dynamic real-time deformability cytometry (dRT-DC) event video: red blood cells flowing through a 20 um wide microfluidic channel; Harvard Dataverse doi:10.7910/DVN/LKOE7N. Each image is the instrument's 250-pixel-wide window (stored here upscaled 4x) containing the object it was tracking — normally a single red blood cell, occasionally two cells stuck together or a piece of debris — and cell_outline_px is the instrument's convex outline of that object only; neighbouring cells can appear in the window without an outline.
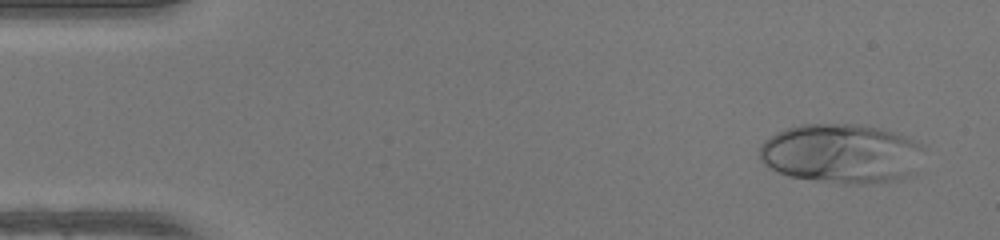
{"species": "human", "species_latin": "Homo sapiens", "temperature_condition": "warm", "stored_images_in_passage": 47, "camera_frame_rate_fps": 3000, "um_per_image_px": 0.085, "donor": {"sex": "female"}, "frame": {"image": 1, "passage_image": 1, "time_ms": 0.0, "image_size_px": [1000, 240], "cell_outline_px": [[924, 148], [916, 172], [912, 176], [896, 180], [872, 184], [844, 184], [788, 176], [776, 172], [764, 164], [760, 160], [760, 144], [764, 140], [776, 132], [788, 128], [804, 124], [860, 124], [880, 128], [908, 136], [920, 144]], "centroid_in_image_um": [71.55, 13.06], "position_along_channel_um": 13.5, "area_um2": 57.63}}
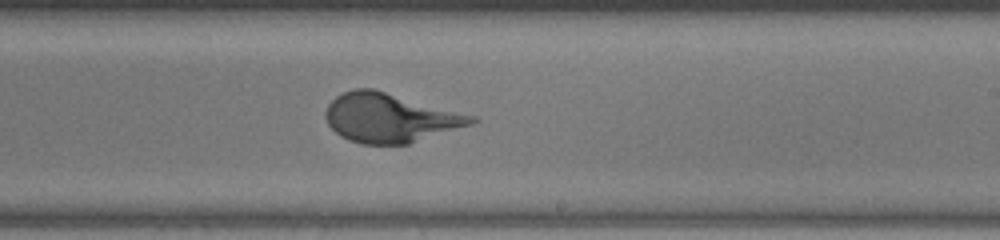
{"frame": {"image": 2, "passage_image": 27, "time_ms": 8.667, "image_size_px": [1000, 240], "cell_outline_px": [[480, 120], [472, 124], [408, 144], [360, 144], [348, 140], [340, 136], [328, 124], [324, 116], [324, 112], [328, 104], [336, 96], [352, 88], [372, 88], [476, 116]], "centroid_in_image_um": [33.12, 10.01], "position_along_channel_um": 255.9, "area_um2": 41.67}}
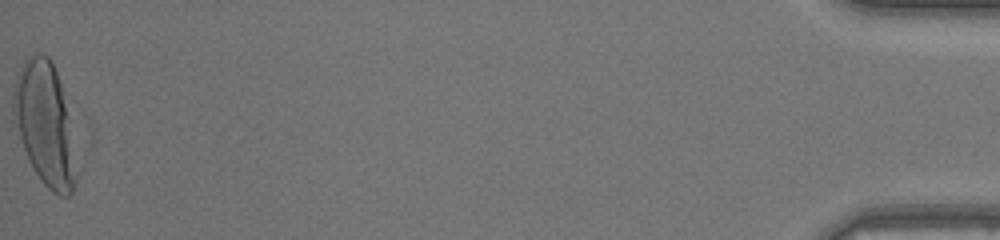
{"frame": {"image": 3, "passage_image": 47, "time_ms": 15.333, "image_size_px": [1000, 240], "cell_outline_px": [[76, 176], [72, 192], [68, 196], [60, 196], [52, 192], [40, 180], [28, 160], [12, 112], [12, 96], [16, 80], [24, 60], [28, 56], [40, 52], [48, 56], [52, 60], [72, 116], [76, 172]], "centroid_in_image_um": [3.85, 10.52], "position_along_channel_um": 431.4, "area_um2": 45.43}}